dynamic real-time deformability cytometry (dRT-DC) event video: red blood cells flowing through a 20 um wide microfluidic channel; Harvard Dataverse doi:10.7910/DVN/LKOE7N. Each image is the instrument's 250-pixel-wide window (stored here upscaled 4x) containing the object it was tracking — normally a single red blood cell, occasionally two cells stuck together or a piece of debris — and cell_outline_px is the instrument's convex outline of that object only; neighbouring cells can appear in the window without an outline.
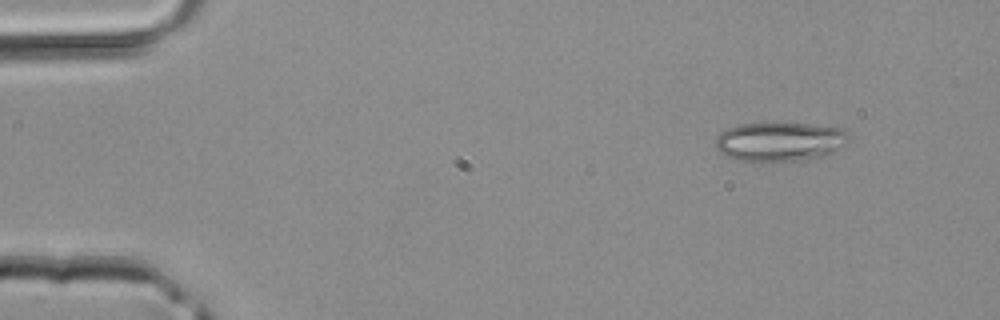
{"species": "common noctule bat (a hibernating species)", "species_latin": "Nyctalus noctula", "temperature_condition": "room temperature", "stored_images_in_passage": 17, "camera_frame_rate_fps": 3000, "um_per_image_px": 0.085, "animal": {"sex": "male", "body_mass_g": 20.4}, "frame": {"image": 1, "passage_image": 1, "time_ms": 0.0, "image_size_px": [1000, 320], "cell_outline_px": [[848, 140], [840, 148], [824, 156], [800, 160], [736, 160], [720, 152], [716, 148], [716, 136], [720, 132], [728, 128], [740, 124], [772, 120], [844, 128]], "centroid_in_image_um": [66.25, 11.98], "position_along_channel_um": 18.7, "area_um2": 30.75}}
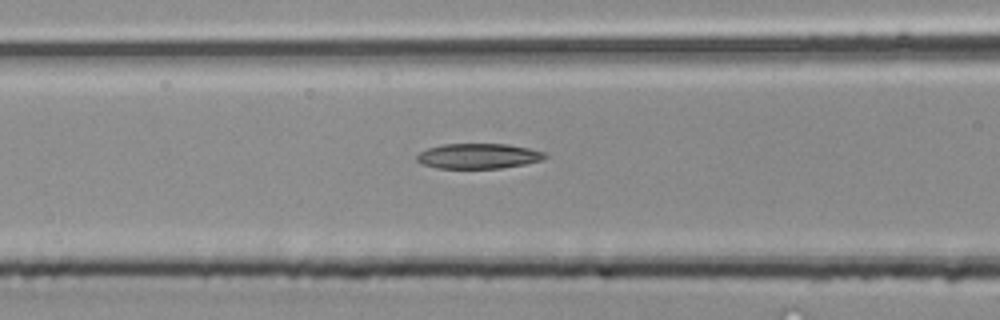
{"frame": {"image": 2, "passage_image": 14, "time_ms": 4.333, "image_size_px": [1000, 320], "cell_outline_px": [[548, 156], [544, 160], [524, 164], [500, 168], [436, 168], [424, 164], [416, 160], [416, 156], [420, 152], [428, 148], [444, 144], [504, 144], [528, 148], [544, 152]], "centroid_in_image_um": [40.67, 13.26], "position_along_channel_um": 125.9, "area_um2": 18.67}}
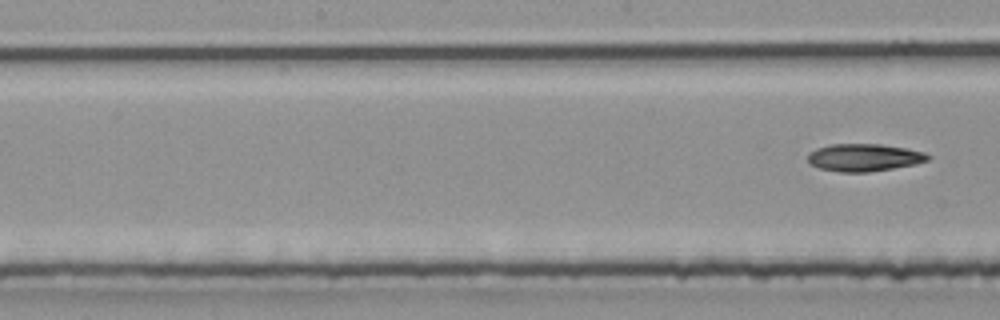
{"frame": {"image": 3, "passage_image": 17, "time_ms": 5.333, "image_size_px": [1000, 320], "cell_outline_px": [[932, 156], [928, 160], [916, 164], [868, 172], [840, 172], [816, 168], [808, 164], [808, 152], [816, 148], [832, 144], [880, 144], [908, 148], [924, 152]], "centroid_in_image_um": [73.42, 13.39], "position_along_channel_um": 174.8, "area_um2": 19.48}}